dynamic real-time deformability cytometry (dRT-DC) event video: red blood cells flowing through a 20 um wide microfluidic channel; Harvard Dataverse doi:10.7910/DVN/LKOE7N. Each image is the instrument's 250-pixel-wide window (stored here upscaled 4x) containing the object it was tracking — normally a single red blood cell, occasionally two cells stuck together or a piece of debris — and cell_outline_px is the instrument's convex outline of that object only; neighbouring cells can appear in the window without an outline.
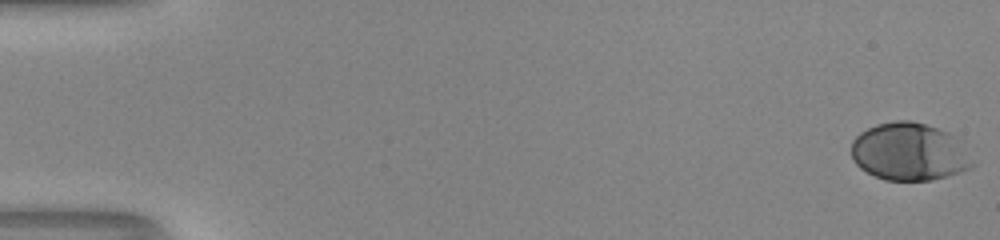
{"species": "human", "species_latin": "Homo sapiens", "temperature_condition": "room temperature", "stored_images_in_passage": 25, "camera_frame_rate_fps": 3000, "um_per_image_px": 0.085, "donor": {"sex": "male"}, "frame": {"image": 1, "passage_image": 1, "time_ms": 0.0, "image_size_px": [1000, 240], "cell_outline_px": [[976, 164], [960, 172], [932, 180], [884, 180], [860, 168], [852, 160], [852, 140], [860, 132], [876, 124], [896, 120], [912, 120], [948, 132], [956, 136], [960, 140]], "centroid_in_image_um": [77.3, 12.89], "position_along_channel_um": 7.7, "area_um2": 40.86}}
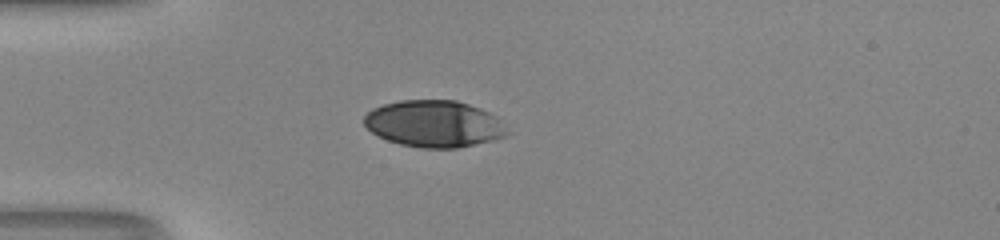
{"frame": {"image": 2, "passage_image": 16, "time_ms": 5.0, "image_size_px": [1000, 240], "cell_outline_px": [[508, 132], [504, 136], [492, 140], [456, 148], [420, 148], [400, 144], [388, 140], [372, 132], [364, 124], [364, 116], [372, 108], [384, 104], [400, 100], [456, 100], [480, 108], [496, 116]], "centroid_in_image_um": [36.87, 10.51], "position_along_channel_um": 48.1, "area_um2": 38.67}}